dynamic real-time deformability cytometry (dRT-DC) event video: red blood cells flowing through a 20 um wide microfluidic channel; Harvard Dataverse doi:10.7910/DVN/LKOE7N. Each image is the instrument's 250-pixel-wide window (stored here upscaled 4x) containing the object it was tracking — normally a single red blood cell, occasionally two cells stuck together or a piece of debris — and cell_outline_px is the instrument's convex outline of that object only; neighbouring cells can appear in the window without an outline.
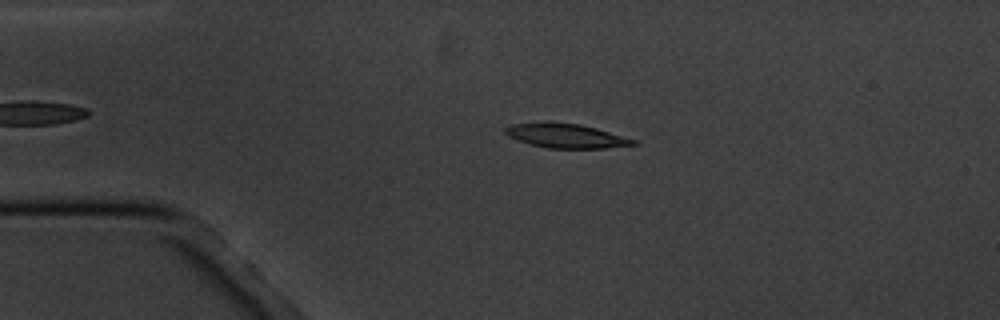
{"species": "common noctule bat (a hibernating species)", "species_latin": "Nyctalus noctula", "temperature_condition": "cold", "stored_images_in_passage": 4, "camera_frame_rate_fps": 3000, "um_per_image_px": 0.085, "animal": {"sex": "male", "body_mass_g": 20.1, "forearm_length_mm": 53.5}, "frame": {"image": 1, "passage_image": 3, "time_ms": 2.333, "image_size_px": [1000, 320], "cell_outline_px": [[640, 144], [604, 148], [548, 148], [532, 144], [508, 136], [504, 132], [504, 128], [512, 124], [544, 120], [548, 120], [580, 124], [596, 128], [636, 140]], "centroid_in_image_um": [48.08, 11.51], "position_along_channel_um": 36.9, "area_um2": 18.32}}